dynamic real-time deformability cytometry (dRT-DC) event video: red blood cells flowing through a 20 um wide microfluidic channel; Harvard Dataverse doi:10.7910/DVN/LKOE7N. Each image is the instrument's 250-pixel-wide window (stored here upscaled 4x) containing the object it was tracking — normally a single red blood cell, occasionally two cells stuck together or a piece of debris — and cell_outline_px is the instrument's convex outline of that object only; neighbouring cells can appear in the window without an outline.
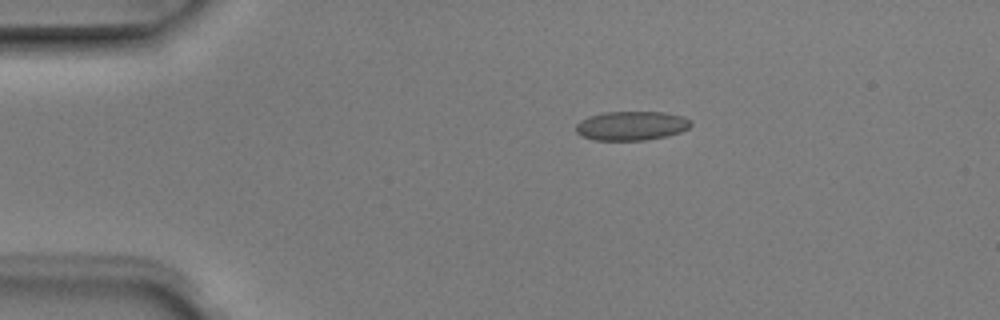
{"species": "Egyptian fruit bat (a non-hibernating species)", "species_latin": "Rousettus aegyptiacus", "temperature_condition": "room temperature", "stored_images_in_passage": 5, "segment_of_instrument_passage": [1, 2], "camera_frame_rate_fps": 3000, "um_per_image_px": 0.085, "animal": {"sex": "male"}, "frame": {"image": 1, "passage_image": 3, "time_ms": 0.667, "image_size_px": [1000, 320], "cell_outline_px": [[692, 124], [688, 128], [680, 132], [664, 136], [644, 140], [592, 140], [580, 136], [576, 132], [576, 124], [580, 120], [588, 116], [604, 112], [664, 112], [684, 116]], "centroid_in_image_um": [53.62, 10.68], "position_along_channel_um": 31.4, "area_um2": 19.54}}